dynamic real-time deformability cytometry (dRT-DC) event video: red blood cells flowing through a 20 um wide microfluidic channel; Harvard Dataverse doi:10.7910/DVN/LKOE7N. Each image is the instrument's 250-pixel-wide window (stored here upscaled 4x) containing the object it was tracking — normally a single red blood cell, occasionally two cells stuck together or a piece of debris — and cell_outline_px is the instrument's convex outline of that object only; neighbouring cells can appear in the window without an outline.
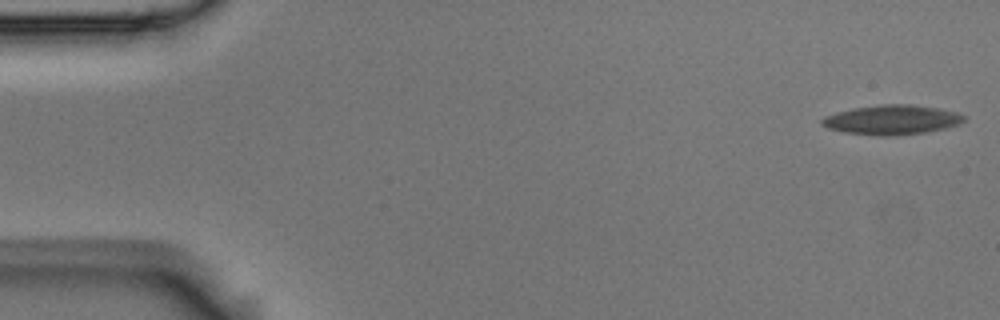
{"species": "Egyptian fruit bat (a non-hibernating species)", "species_latin": "Rousettus aegyptiacus", "temperature_condition": "room temperature", "stored_images_in_passage": 56, "camera_frame_rate_fps": 3000, "um_per_image_px": 0.085, "animal": {"sex": "male"}, "frame": {"image": 1, "passage_image": 1, "time_ms": 0.0, "image_size_px": [1000, 320], "cell_outline_px": [[964, 120], [960, 124], [928, 132], [896, 136], [876, 136], [844, 132], [828, 128], [820, 124], [820, 120], [824, 116], [836, 112], [852, 108], [880, 104], [908, 104], [936, 108], [956, 112], [964, 116]], "centroid_in_image_um": [75.76, 10.19], "position_along_channel_um": 9.2, "area_um2": 24.62}}
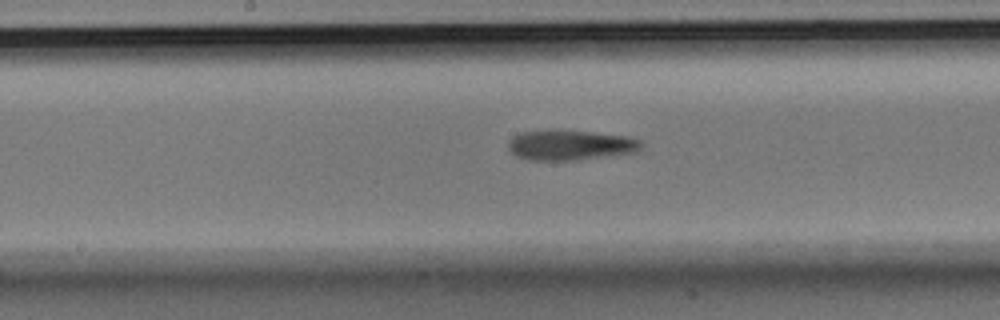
{"frame": {"image": 2, "passage_image": 28, "time_ms": 9.0, "image_size_px": [1000, 320], "cell_outline_px": [[640, 148], [636, 152], [572, 160], [528, 160], [516, 156], [508, 148], [508, 140], [512, 136], [520, 132], [556, 128], [628, 136], [640, 140]], "centroid_in_image_um": [48.4, 12.3], "position_along_channel_um": 199.8, "area_um2": 23.64}}
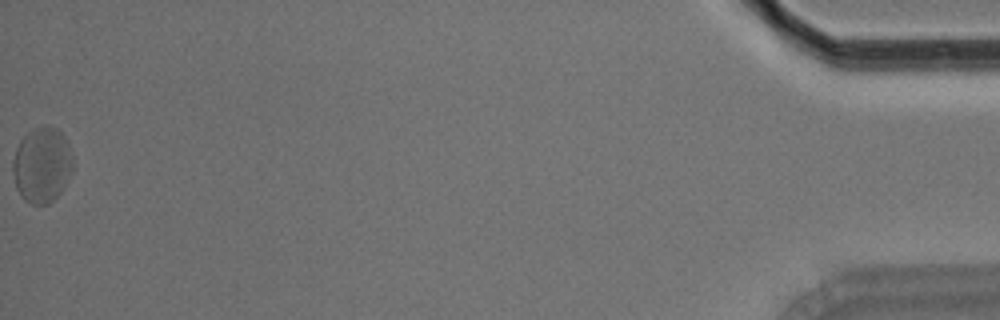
{"frame": {"image": 3, "passage_image": 56, "time_ms": 18.333, "image_size_px": [1000, 320], "cell_outline_px": [[72, 172], [64, 188], [48, 204], [28, 204], [20, 196], [16, 188], [12, 172], [12, 160], [16, 148], [20, 140], [32, 128], [44, 124], [48, 124], [56, 128], [64, 136], [72, 156]], "centroid_in_image_um": [3.54, 14.01], "position_along_channel_um": 431.7, "area_um2": 26.76}, "authors_computed_cell_mechanics": {"area_um2": 23.5246, "velocity_mm_per_s": 3.5529, "shape_relaxation_time_tau1_ms": null, "shape_relaxation_time_tau2_ms": 5.2694, "deformation_change_tau1": null, "deformation_change_tau2": 0.1498}}